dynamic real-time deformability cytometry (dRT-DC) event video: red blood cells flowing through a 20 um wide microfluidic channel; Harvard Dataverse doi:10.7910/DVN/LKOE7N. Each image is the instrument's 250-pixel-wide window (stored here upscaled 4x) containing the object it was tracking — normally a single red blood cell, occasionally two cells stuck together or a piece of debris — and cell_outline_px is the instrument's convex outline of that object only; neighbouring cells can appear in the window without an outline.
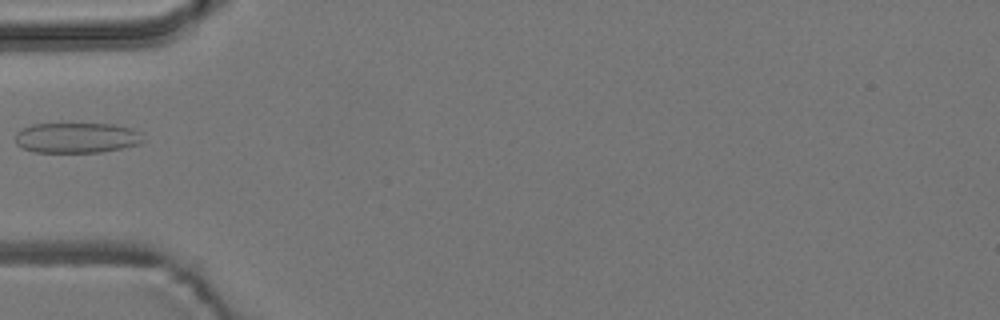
{"species": "common noctule bat (a hibernating species)", "species_latin": "Nyctalus noctula", "temperature_condition": "room temperature", "stored_images_in_passage": 2, "camera_frame_rate_fps": 3000, "um_per_image_px": 0.085, "animal": {"sex": "male", "body_mass_g": 19.2, "forearm_length_mm": 51.8}, "frame": {"image": 1, "passage_image": 2, "time_ms": 0.333, "image_size_px": [1000, 320], "cell_outline_px": [[144, 140], [140, 144], [100, 152], [36, 152], [20, 148], [16, 144], [16, 132], [20, 128], [32, 124], [112, 124], [132, 128], [140, 132]], "centroid_in_image_um": [6.49, 11.71], "position_along_channel_um": 78.5, "area_um2": 22.72}}